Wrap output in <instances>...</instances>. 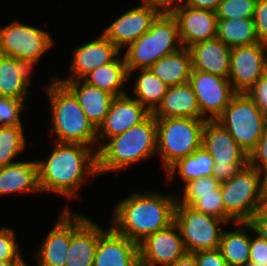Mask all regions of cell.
Segmentation results:
<instances>
[{
	"mask_svg": "<svg viewBox=\"0 0 267 266\" xmlns=\"http://www.w3.org/2000/svg\"><path fill=\"white\" fill-rule=\"evenodd\" d=\"M92 150L82 144L55 142L49 158L37 161L40 192L76 197V190L85 184V178L98 175L97 152Z\"/></svg>",
	"mask_w": 267,
	"mask_h": 266,
	"instance_id": "1",
	"label": "cell"
},
{
	"mask_svg": "<svg viewBox=\"0 0 267 266\" xmlns=\"http://www.w3.org/2000/svg\"><path fill=\"white\" fill-rule=\"evenodd\" d=\"M176 200L171 195L134 193L116 205L112 228L139 244L174 222Z\"/></svg>",
	"mask_w": 267,
	"mask_h": 266,
	"instance_id": "2",
	"label": "cell"
},
{
	"mask_svg": "<svg viewBox=\"0 0 267 266\" xmlns=\"http://www.w3.org/2000/svg\"><path fill=\"white\" fill-rule=\"evenodd\" d=\"M156 117L151 113L143 122L108 139V143L98 146V175L109 171H119L131 164L157 155Z\"/></svg>",
	"mask_w": 267,
	"mask_h": 266,
	"instance_id": "3",
	"label": "cell"
},
{
	"mask_svg": "<svg viewBox=\"0 0 267 266\" xmlns=\"http://www.w3.org/2000/svg\"><path fill=\"white\" fill-rule=\"evenodd\" d=\"M52 109L55 142L82 144L91 147L97 139V128L83 112L77 98L55 78L46 88Z\"/></svg>",
	"mask_w": 267,
	"mask_h": 266,
	"instance_id": "4",
	"label": "cell"
},
{
	"mask_svg": "<svg viewBox=\"0 0 267 266\" xmlns=\"http://www.w3.org/2000/svg\"><path fill=\"white\" fill-rule=\"evenodd\" d=\"M182 47L176 19L171 13H161L148 32L128 45L124 55L128 77L133 71L147 69Z\"/></svg>",
	"mask_w": 267,
	"mask_h": 266,
	"instance_id": "5",
	"label": "cell"
},
{
	"mask_svg": "<svg viewBox=\"0 0 267 266\" xmlns=\"http://www.w3.org/2000/svg\"><path fill=\"white\" fill-rule=\"evenodd\" d=\"M205 121L189 117L156 118L157 154L161 156L166 172L179 159L202 146Z\"/></svg>",
	"mask_w": 267,
	"mask_h": 266,
	"instance_id": "6",
	"label": "cell"
},
{
	"mask_svg": "<svg viewBox=\"0 0 267 266\" xmlns=\"http://www.w3.org/2000/svg\"><path fill=\"white\" fill-rule=\"evenodd\" d=\"M216 121L248 155L258 144L267 126V116L247 93H236Z\"/></svg>",
	"mask_w": 267,
	"mask_h": 266,
	"instance_id": "7",
	"label": "cell"
},
{
	"mask_svg": "<svg viewBox=\"0 0 267 266\" xmlns=\"http://www.w3.org/2000/svg\"><path fill=\"white\" fill-rule=\"evenodd\" d=\"M265 176L249 164L220 184L225 212L235 222H248L257 212Z\"/></svg>",
	"mask_w": 267,
	"mask_h": 266,
	"instance_id": "8",
	"label": "cell"
},
{
	"mask_svg": "<svg viewBox=\"0 0 267 266\" xmlns=\"http://www.w3.org/2000/svg\"><path fill=\"white\" fill-rule=\"evenodd\" d=\"M202 146L214 159L213 176L221 183L249 164L248 153L216 120L205 121Z\"/></svg>",
	"mask_w": 267,
	"mask_h": 266,
	"instance_id": "9",
	"label": "cell"
},
{
	"mask_svg": "<svg viewBox=\"0 0 267 266\" xmlns=\"http://www.w3.org/2000/svg\"><path fill=\"white\" fill-rule=\"evenodd\" d=\"M174 223L190 253L218 249L223 231L219 226L227 224L225 220L181 204L175 206Z\"/></svg>",
	"mask_w": 267,
	"mask_h": 266,
	"instance_id": "10",
	"label": "cell"
},
{
	"mask_svg": "<svg viewBox=\"0 0 267 266\" xmlns=\"http://www.w3.org/2000/svg\"><path fill=\"white\" fill-rule=\"evenodd\" d=\"M267 43L231 48L229 81L236 93H247L267 71Z\"/></svg>",
	"mask_w": 267,
	"mask_h": 266,
	"instance_id": "11",
	"label": "cell"
},
{
	"mask_svg": "<svg viewBox=\"0 0 267 266\" xmlns=\"http://www.w3.org/2000/svg\"><path fill=\"white\" fill-rule=\"evenodd\" d=\"M53 45L47 31L13 21L0 28V49L6 56L39 60Z\"/></svg>",
	"mask_w": 267,
	"mask_h": 266,
	"instance_id": "12",
	"label": "cell"
},
{
	"mask_svg": "<svg viewBox=\"0 0 267 266\" xmlns=\"http://www.w3.org/2000/svg\"><path fill=\"white\" fill-rule=\"evenodd\" d=\"M189 84L206 120H216L236 94L228 78L208 72L191 70Z\"/></svg>",
	"mask_w": 267,
	"mask_h": 266,
	"instance_id": "13",
	"label": "cell"
},
{
	"mask_svg": "<svg viewBox=\"0 0 267 266\" xmlns=\"http://www.w3.org/2000/svg\"><path fill=\"white\" fill-rule=\"evenodd\" d=\"M177 225L147 236L139 245L140 266H167L187 253Z\"/></svg>",
	"mask_w": 267,
	"mask_h": 266,
	"instance_id": "14",
	"label": "cell"
},
{
	"mask_svg": "<svg viewBox=\"0 0 267 266\" xmlns=\"http://www.w3.org/2000/svg\"><path fill=\"white\" fill-rule=\"evenodd\" d=\"M131 8L116 19L102 34L120 50L129 45L144 33L148 32L152 23L161 12L149 4Z\"/></svg>",
	"mask_w": 267,
	"mask_h": 266,
	"instance_id": "15",
	"label": "cell"
},
{
	"mask_svg": "<svg viewBox=\"0 0 267 266\" xmlns=\"http://www.w3.org/2000/svg\"><path fill=\"white\" fill-rule=\"evenodd\" d=\"M151 113L127 94L114 97L104 122L97 129V139H109L143 122Z\"/></svg>",
	"mask_w": 267,
	"mask_h": 266,
	"instance_id": "16",
	"label": "cell"
},
{
	"mask_svg": "<svg viewBox=\"0 0 267 266\" xmlns=\"http://www.w3.org/2000/svg\"><path fill=\"white\" fill-rule=\"evenodd\" d=\"M171 14L177 21L183 47L189 48L195 43L216 38L218 19L215 12L184 5Z\"/></svg>",
	"mask_w": 267,
	"mask_h": 266,
	"instance_id": "17",
	"label": "cell"
},
{
	"mask_svg": "<svg viewBox=\"0 0 267 266\" xmlns=\"http://www.w3.org/2000/svg\"><path fill=\"white\" fill-rule=\"evenodd\" d=\"M120 54V49L115 46L103 34L95 40L85 43L76 48L73 52V60L70 66V75L68 78H55L57 81L82 80L88 73L97 67L115 61Z\"/></svg>",
	"mask_w": 267,
	"mask_h": 266,
	"instance_id": "18",
	"label": "cell"
},
{
	"mask_svg": "<svg viewBox=\"0 0 267 266\" xmlns=\"http://www.w3.org/2000/svg\"><path fill=\"white\" fill-rule=\"evenodd\" d=\"M105 230L86 216L72 214V237L65 266H93L99 236Z\"/></svg>",
	"mask_w": 267,
	"mask_h": 266,
	"instance_id": "19",
	"label": "cell"
},
{
	"mask_svg": "<svg viewBox=\"0 0 267 266\" xmlns=\"http://www.w3.org/2000/svg\"><path fill=\"white\" fill-rule=\"evenodd\" d=\"M93 266H140L139 245L110 227L99 236Z\"/></svg>",
	"mask_w": 267,
	"mask_h": 266,
	"instance_id": "20",
	"label": "cell"
},
{
	"mask_svg": "<svg viewBox=\"0 0 267 266\" xmlns=\"http://www.w3.org/2000/svg\"><path fill=\"white\" fill-rule=\"evenodd\" d=\"M72 237V213L63 210L37 253L38 266H65ZM39 257V258H38Z\"/></svg>",
	"mask_w": 267,
	"mask_h": 266,
	"instance_id": "21",
	"label": "cell"
},
{
	"mask_svg": "<svg viewBox=\"0 0 267 266\" xmlns=\"http://www.w3.org/2000/svg\"><path fill=\"white\" fill-rule=\"evenodd\" d=\"M189 51L192 70L229 77L231 48L217 37L195 43L189 47Z\"/></svg>",
	"mask_w": 267,
	"mask_h": 266,
	"instance_id": "22",
	"label": "cell"
},
{
	"mask_svg": "<svg viewBox=\"0 0 267 266\" xmlns=\"http://www.w3.org/2000/svg\"><path fill=\"white\" fill-rule=\"evenodd\" d=\"M59 82L74 94L87 118L98 129L105 120L114 96L83 80Z\"/></svg>",
	"mask_w": 267,
	"mask_h": 266,
	"instance_id": "23",
	"label": "cell"
},
{
	"mask_svg": "<svg viewBox=\"0 0 267 266\" xmlns=\"http://www.w3.org/2000/svg\"><path fill=\"white\" fill-rule=\"evenodd\" d=\"M156 118L189 117L205 119L189 82L167 88L162 102L152 113Z\"/></svg>",
	"mask_w": 267,
	"mask_h": 266,
	"instance_id": "24",
	"label": "cell"
},
{
	"mask_svg": "<svg viewBox=\"0 0 267 266\" xmlns=\"http://www.w3.org/2000/svg\"><path fill=\"white\" fill-rule=\"evenodd\" d=\"M39 192L37 161H17L0 167V195Z\"/></svg>",
	"mask_w": 267,
	"mask_h": 266,
	"instance_id": "25",
	"label": "cell"
},
{
	"mask_svg": "<svg viewBox=\"0 0 267 266\" xmlns=\"http://www.w3.org/2000/svg\"><path fill=\"white\" fill-rule=\"evenodd\" d=\"M149 69L168 87L189 82L192 70L189 48L182 47L160 58Z\"/></svg>",
	"mask_w": 267,
	"mask_h": 266,
	"instance_id": "26",
	"label": "cell"
},
{
	"mask_svg": "<svg viewBox=\"0 0 267 266\" xmlns=\"http://www.w3.org/2000/svg\"><path fill=\"white\" fill-rule=\"evenodd\" d=\"M127 78L129 79L128 70L123 56L111 63L97 67L82 80L117 97L126 94L122 86Z\"/></svg>",
	"mask_w": 267,
	"mask_h": 266,
	"instance_id": "27",
	"label": "cell"
},
{
	"mask_svg": "<svg viewBox=\"0 0 267 266\" xmlns=\"http://www.w3.org/2000/svg\"><path fill=\"white\" fill-rule=\"evenodd\" d=\"M214 159L211 154L201 146L193 154L179 159L166 172L168 180H173L176 169L180 177L186 182L194 181L201 177H213Z\"/></svg>",
	"mask_w": 267,
	"mask_h": 266,
	"instance_id": "28",
	"label": "cell"
},
{
	"mask_svg": "<svg viewBox=\"0 0 267 266\" xmlns=\"http://www.w3.org/2000/svg\"><path fill=\"white\" fill-rule=\"evenodd\" d=\"M216 37L230 48L261 42L256 32L254 18L218 19Z\"/></svg>",
	"mask_w": 267,
	"mask_h": 266,
	"instance_id": "29",
	"label": "cell"
},
{
	"mask_svg": "<svg viewBox=\"0 0 267 266\" xmlns=\"http://www.w3.org/2000/svg\"><path fill=\"white\" fill-rule=\"evenodd\" d=\"M251 237L240 227L234 231H222L219 250L227 266H246L250 258Z\"/></svg>",
	"mask_w": 267,
	"mask_h": 266,
	"instance_id": "30",
	"label": "cell"
},
{
	"mask_svg": "<svg viewBox=\"0 0 267 266\" xmlns=\"http://www.w3.org/2000/svg\"><path fill=\"white\" fill-rule=\"evenodd\" d=\"M134 88V95L143 107L150 113H153L162 102L163 96L166 94L168 86L155 76L149 68L139 69Z\"/></svg>",
	"mask_w": 267,
	"mask_h": 266,
	"instance_id": "31",
	"label": "cell"
},
{
	"mask_svg": "<svg viewBox=\"0 0 267 266\" xmlns=\"http://www.w3.org/2000/svg\"><path fill=\"white\" fill-rule=\"evenodd\" d=\"M183 198L177 197V203L181 205L190 206L195 211L200 213L215 216L219 219L225 220L227 223H236L224 209L222 194L220 187L206 193H183Z\"/></svg>",
	"mask_w": 267,
	"mask_h": 266,
	"instance_id": "32",
	"label": "cell"
},
{
	"mask_svg": "<svg viewBox=\"0 0 267 266\" xmlns=\"http://www.w3.org/2000/svg\"><path fill=\"white\" fill-rule=\"evenodd\" d=\"M27 88L16 69V58L6 56L0 65V96L25 100Z\"/></svg>",
	"mask_w": 267,
	"mask_h": 266,
	"instance_id": "33",
	"label": "cell"
},
{
	"mask_svg": "<svg viewBox=\"0 0 267 266\" xmlns=\"http://www.w3.org/2000/svg\"><path fill=\"white\" fill-rule=\"evenodd\" d=\"M26 139L23 126H0V167L15 163L17 154L23 152Z\"/></svg>",
	"mask_w": 267,
	"mask_h": 266,
	"instance_id": "34",
	"label": "cell"
},
{
	"mask_svg": "<svg viewBox=\"0 0 267 266\" xmlns=\"http://www.w3.org/2000/svg\"><path fill=\"white\" fill-rule=\"evenodd\" d=\"M257 0H222L215 11L217 19L254 18Z\"/></svg>",
	"mask_w": 267,
	"mask_h": 266,
	"instance_id": "35",
	"label": "cell"
},
{
	"mask_svg": "<svg viewBox=\"0 0 267 266\" xmlns=\"http://www.w3.org/2000/svg\"><path fill=\"white\" fill-rule=\"evenodd\" d=\"M15 239L14 231L11 228L5 226L0 228V261L9 262L12 266L23 259Z\"/></svg>",
	"mask_w": 267,
	"mask_h": 266,
	"instance_id": "36",
	"label": "cell"
},
{
	"mask_svg": "<svg viewBox=\"0 0 267 266\" xmlns=\"http://www.w3.org/2000/svg\"><path fill=\"white\" fill-rule=\"evenodd\" d=\"M24 101L12 97L0 96V126L22 125L20 113L24 106Z\"/></svg>",
	"mask_w": 267,
	"mask_h": 266,
	"instance_id": "37",
	"label": "cell"
},
{
	"mask_svg": "<svg viewBox=\"0 0 267 266\" xmlns=\"http://www.w3.org/2000/svg\"><path fill=\"white\" fill-rule=\"evenodd\" d=\"M249 165L256 168L264 176L267 175V126L258 144L249 154Z\"/></svg>",
	"mask_w": 267,
	"mask_h": 266,
	"instance_id": "38",
	"label": "cell"
},
{
	"mask_svg": "<svg viewBox=\"0 0 267 266\" xmlns=\"http://www.w3.org/2000/svg\"><path fill=\"white\" fill-rule=\"evenodd\" d=\"M247 94L267 116V71L247 92Z\"/></svg>",
	"mask_w": 267,
	"mask_h": 266,
	"instance_id": "39",
	"label": "cell"
},
{
	"mask_svg": "<svg viewBox=\"0 0 267 266\" xmlns=\"http://www.w3.org/2000/svg\"><path fill=\"white\" fill-rule=\"evenodd\" d=\"M254 23L259 40L267 43V0L256 1Z\"/></svg>",
	"mask_w": 267,
	"mask_h": 266,
	"instance_id": "40",
	"label": "cell"
},
{
	"mask_svg": "<svg viewBox=\"0 0 267 266\" xmlns=\"http://www.w3.org/2000/svg\"><path fill=\"white\" fill-rule=\"evenodd\" d=\"M219 182L214 176L213 177H201L194 181H188L185 183L184 193H206L212 192L214 189L220 187Z\"/></svg>",
	"mask_w": 267,
	"mask_h": 266,
	"instance_id": "41",
	"label": "cell"
},
{
	"mask_svg": "<svg viewBox=\"0 0 267 266\" xmlns=\"http://www.w3.org/2000/svg\"><path fill=\"white\" fill-rule=\"evenodd\" d=\"M198 266H227L219 249L194 252Z\"/></svg>",
	"mask_w": 267,
	"mask_h": 266,
	"instance_id": "42",
	"label": "cell"
},
{
	"mask_svg": "<svg viewBox=\"0 0 267 266\" xmlns=\"http://www.w3.org/2000/svg\"><path fill=\"white\" fill-rule=\"evenodd\" d=\"M249 263H267V241L257 235L250 240Z\"/></svg>",
	"mask_w": 267,
	"mask_h": 266,
	"instance_id": "43",
	"label": "cell"
},
{
	"mask_svg": "<svg viewBox=\"0 0 267 266\" xmlns=\"http://www.w3.org/2000/svg\"><path fill=\"white\" fill-rule=\"evenodd\" d=\"M236 225L243 226L247 229L254 231L257 236L267 241V217L265 216H253L248 222H236Z\"/></svg>",
	"mask_w": 267,
	"mask_h": 266,
	"instance_id": "44",
	"label": "cell"
},
{
	"mask_svg": "<svg viewBox=\"0 0 267 266\" xmlns=\"http://www.w3.org/2000/svg\"><path fill=\"white\" fill-rule=\"evenodd\" d=\"M142 0V2L158 9L161 13H171L174 9L184 6L188 0Z\"/></svg>",
	"mask_w": 267,
	"mask_h": 266,
	"instance_id": "45",
	"label": "cell"
},
{
	"mask_svg": "<svg viewBox=\"0 0 267 266\" xmlns=\"http://www.w3.org/2000/svg\"><path fill=\"white\" fill-rule=\"evenodd\" d=\"M37 62V60L32 59H24V58H16V69L21 77V79L27 84L29 87L30 83V73L32 72L33 65Z\"/></svg>",
	"mask_w": 267,
	"mask_h": 266,
	"instance_id": "46",
	"label": "cell"
},
{
	"mask_svg": "<svg viewBox=\"0 0 267 266\" xmlns=\"http://www.w3.org/2000/svg\"><path fill=\"white\" fill-rule=\"evenodd\" d=\"M222 0H188L186 6L215 12Z\"/></svg>",
	"mask_w": 267,
	"mask_h": 266,
	"instance_id": "47",
	"label": "cell"
},
{
	"mask_svg": "<svg viewBox=\"0 0 267 266\" xmlns=\"http://www.w3.org/2000/svg\"><path fill=\"white\" fill-rule=\"evenodd\" d=\"M167 266H198L194 253L187 252L181 258L177 259L174 263Z\"/></svg>",
	"mask_w": 267,
	"mask_h": 266,
	"instance_id": "48",
	"label": "cell"
},
{
	"mask_svg": "<svg viewBox=\"0 0 267 266\" xmlns=\"http://www.w3.org/2000/svg\"><path fill=\"white\" fill-rule=\"evenodd\" d=\"M254 216H265L267 217V182L265 181L261 197H260V203L257 212L254 214Z\"/></svg>",
	"mask_w": 267,
	"mask_h": 266,
	"instance_id": "49",
	"label": "cell"
},
{
	"mask_svg": "<svg viewBox=\"0 0 267 266\" xmlns=\"http://www.w3.org/2000/svg\"><path fill=\"white\" fill-rule=\"evenodd\" d=\"M5 57H6V53L2 49H0V65Z\"/></svg>",
	"mask_w": 267,
	"mask_h": 266,
	"instance_id": "50",
	"label": "cell"
},
{
	"mask_svg": "<svg viewBox=\"0 0 267 266\" xmlns=\"http://www.w3.org/2000/svg\"><path fill=\"white\" fill-rule=\"evenodd\" d=\"M246 266H267V263H248Z\"/></svg>",
	"mask_w": 267,
	"mask_h": 266,
	"instance_id": "51",
	"label": "cell"
},
{
	"mask_svg": "<svg viewBox=\"0 0 267 266\" xmlns=\"http://www.w3.org/2000/svg\"><path fill=\"white\" fill-rule=\"evenodd\" d=\"M13 266H27L25 261L22 259L18 264L13 265Z\"/></svg>",
	"mask_w": 267,
	"mask_h": 266,
	"instance_id": "52",
	"label": "cell"
},
{
	"mask_svg": "<svg viewBox=\"0 0 267 266\" xmlns=\"http://www.w3.org/2000/svg\"><path fill=\"white\" fill-rule=\"evenodd\" d=\"M0 266H12L9 262L0 261Z\"/></svg>",
	"mask_w": 267,
	"mask_h": 266,
	"instance_id": "53",
	"label": "cell"
}]
</instances>
